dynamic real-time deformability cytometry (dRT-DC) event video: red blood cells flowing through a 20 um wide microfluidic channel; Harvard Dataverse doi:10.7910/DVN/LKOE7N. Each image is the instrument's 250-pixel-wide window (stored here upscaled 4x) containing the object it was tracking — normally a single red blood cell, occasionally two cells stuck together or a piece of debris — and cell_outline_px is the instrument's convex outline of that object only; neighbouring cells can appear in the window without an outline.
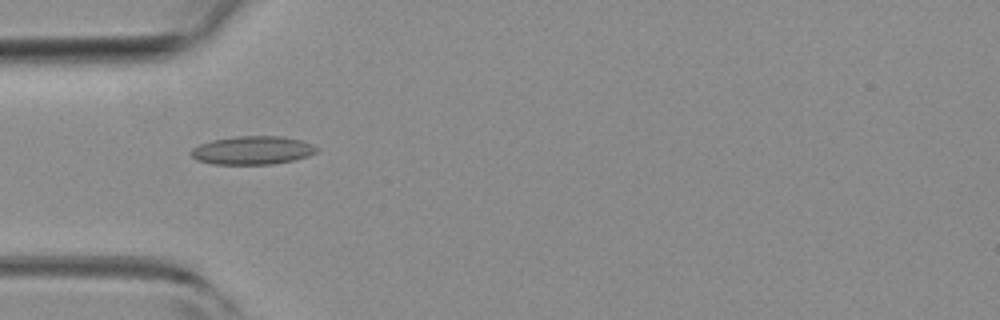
{"species": "common noctule bat (a hibernating species)", "species_latin": "Nyctalus noctula", "temperature_condition": "room temperature", "stored_images_in_passage": 7, "camera_frame_rate_fps": 3000, "um_per_image_px": 0.085, "animal": {"sex": "female", "body_mass_g": 19.3, "forearm_length_mm": 54.1}, "frame": {"image": 1, "passage_image": 4, "time_ms": 1.0, "image_size_px": [1000, 320], "cell_outline_px": [[320, 148], [316, 152], [308, 156], [292, 160], [272, 164], [212, 164], [196, 160], [188, 152], [192, 148], [200, 144], [212, 140], [236, 136], [280, 136], [300, 140], [312, 144]], "centroid_in_image_um": [21.43, 12.77], "position_along_channel_um": 63.6, "area_um2": 20.81}}
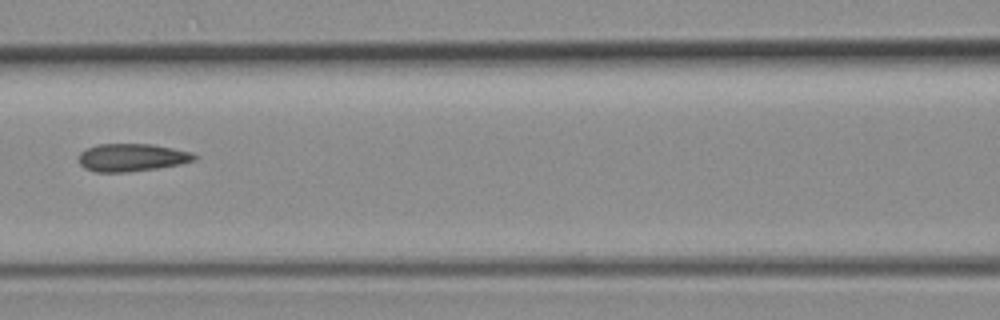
{"frame": {"image": 2, "passage_image": 6, "time_ms": 1.667, "image_size_px": [1000, 320], "cell_outline_px": [[200, 156], [196, 160], [180, 164], [156, 168], [128, 172], [96, 172], [84, 168], [76, 160], [80, 152], [96, 144], [152, 144], [192, 152]], "centroid_in_image_um": [11.2, 13.38], "position_along_channel_um": 155.4, "area_um2": 18.9}}
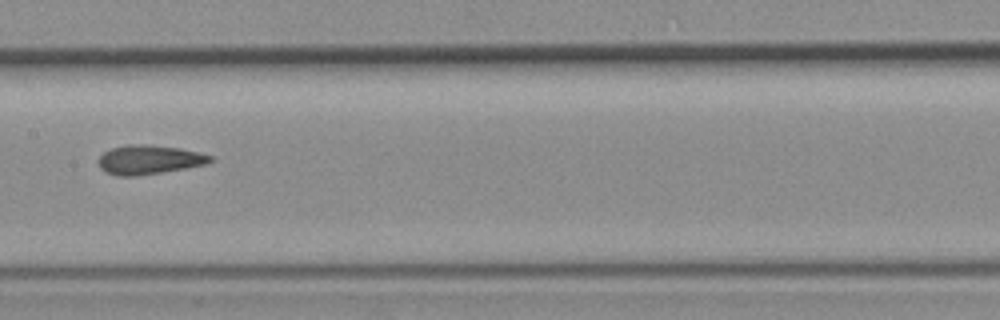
{"frame": {"image": 3, "passage_image": 7, "time_ms": 2.0, "image_size_px": [1000, 320], "cell_outline_px": [[212, 160], [208, 164], [136, 176], [116, 176], [104, 172], [100, 168], [96, 160], [104, 152], [112, 148], [132, 144], [144, 144], [180, 148], [200, 152], [212, 156]], "centroid_in_image_um": [12.64, 13.58], "position_along_channel_um": 194.8, "area_um2": 19.02}}